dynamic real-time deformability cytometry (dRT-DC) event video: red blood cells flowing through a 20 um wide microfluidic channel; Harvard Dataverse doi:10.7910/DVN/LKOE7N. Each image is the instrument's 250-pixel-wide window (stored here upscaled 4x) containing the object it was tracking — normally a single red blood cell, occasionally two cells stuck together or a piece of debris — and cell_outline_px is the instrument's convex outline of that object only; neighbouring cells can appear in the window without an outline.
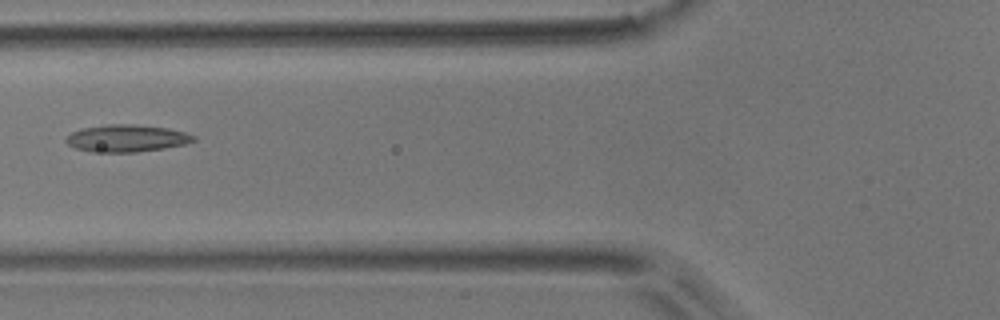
{"species": "common noctule bat (a hibernating species)", "species_latin": "Nyctalus noctula", "temperature_condition": "room temperature", "stored_images_in_passage": 6, "camera_frame_rate_fps": 3000, "um_per_image_px": 0.085, "animal": {"sex": "male", "body_mass_g": 17.9}, "frame": {"image": 1, "passage_image": 6, "time_ms": 1.667, "image_size_px": [1000, 320], "cell_outline_px": [[196, 140], [184, 144], [164, 148], [136, 152], [92, 152], [76, 148], [68, 144], [64, 140], [72, 132], [80, 128], [104, 124], [132, 124], [168, 128], [184, 132], [196, 136]], "centroid_in_image_um": [10.74, 11.75], "position_along_channel_um": 115.1, "area_um2": 20.23}}